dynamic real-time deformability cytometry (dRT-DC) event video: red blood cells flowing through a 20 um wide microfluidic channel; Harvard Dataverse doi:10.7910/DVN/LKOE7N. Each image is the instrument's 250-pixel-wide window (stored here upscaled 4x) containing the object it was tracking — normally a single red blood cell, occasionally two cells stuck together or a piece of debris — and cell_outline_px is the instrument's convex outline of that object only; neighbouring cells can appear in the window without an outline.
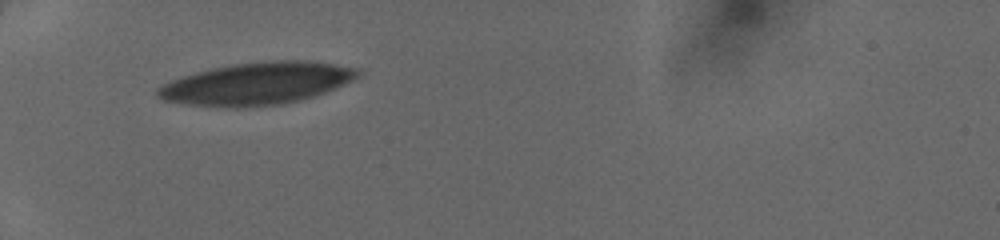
{"species": "human", "species_latin": "Homo sapiens", "temperature_condition": "cold", "stored_images_in_passage": 32, "camera_frame_rate_fps": 3000, "um_per_image_px": 0.085, "donor": {"sex": "female"}, "frame": {"image": 1, "passage_image": 1, "time_ms": 0.0, "image_size_px": [1000, 240], "cell_outline_px": [[364, 72], [360, 76], [344, 84], [316, 96], [300, 100], [280, 104], [236, 108], [192, 104], [164, 100], [156, 96], [156, 88], [180, 76], [212, 68], [232, 64], [264, 60], [308, 60], [356, 68]], "centroid_in_image_um": [21.85, 7.09], "position_along_channel_um": 63.1, "area_um2": 49.3}}
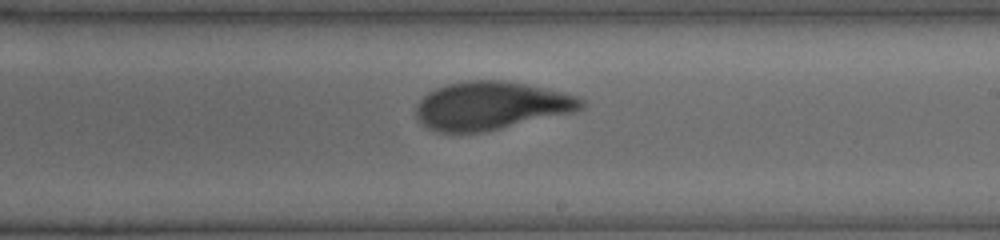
{"frame": {"image": 2, "passage_image": 15, "time_ms": 4.667, "image_size_px": [1000, 240], "cell_outline_px": [[588, 104], [584, 108], [576, 112], [480, 132], [440, 132], [428, 128], [416, 116], [416, 104], [428, 92], [436, 88], [448, 84], [472, 80], [500, 80], [524, 84], [564, 92], [576, 96], [584, 100]], "centroid_in_image_um": [41.78, 8.98], "position_along_channel_um": 247.2, "area_um2": 46.07}}
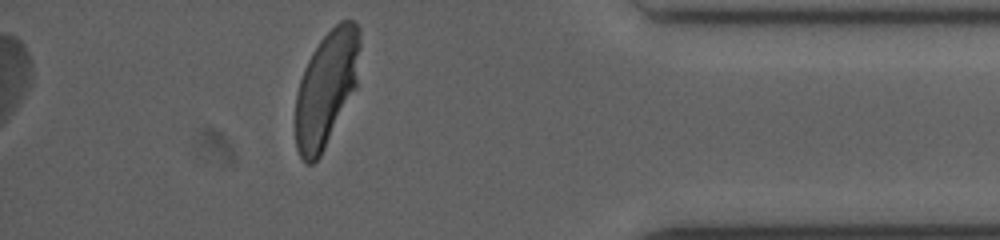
{"frame": {"image": 3, "passage_image": 28, "time_ms": 9.0, "image_size_px": [1000, 240], "cell_outline_px": [[360, 48], [356, 88], [320, 156], [312, 164], [308, 164], [300, 156], [296, 148], [296, 92], [304, 68], [312, 52], [320, 40], [340, 20], [352, 20], [360, 28]], "centroid_in_image_um": [27.74, 7.5], "position_along_channel_um": 407.5, "area_um2": 43.12}}